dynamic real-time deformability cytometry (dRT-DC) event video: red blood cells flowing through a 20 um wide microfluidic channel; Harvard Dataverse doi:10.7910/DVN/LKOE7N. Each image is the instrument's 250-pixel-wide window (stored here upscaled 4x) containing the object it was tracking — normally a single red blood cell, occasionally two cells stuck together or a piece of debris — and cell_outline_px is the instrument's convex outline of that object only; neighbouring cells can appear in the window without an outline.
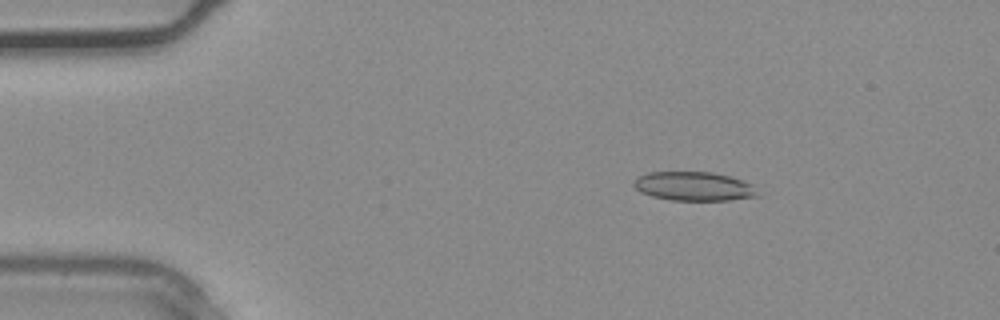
{"species": "common noctule bat (a hibernating species)", "species_latin": "Nyctalus noctula", "temperature_condition": "warm", "stored_images_in_passage": 32, "camera_frame_rate_fps": 3000, "um_per_image_px": 0.085, "animal": {"sex": "male", "body_mass_g": 20.4}, "frame": {"image": 1, "passage_image": 1, "time_ms": 0.0, "image_size_px": [1000, 320], "cell_outline_px": [[760, 196], [732, 200], [672, 200], [652, 196], [640, 192], [632, 184], [640, 176], [648, 172], [712, 172], [728, 176], [752, 184]], "centroid_in_image_um": [58.99, 15.84], "position_along_channel_um": 26.0, "area_um2": 20.75}}